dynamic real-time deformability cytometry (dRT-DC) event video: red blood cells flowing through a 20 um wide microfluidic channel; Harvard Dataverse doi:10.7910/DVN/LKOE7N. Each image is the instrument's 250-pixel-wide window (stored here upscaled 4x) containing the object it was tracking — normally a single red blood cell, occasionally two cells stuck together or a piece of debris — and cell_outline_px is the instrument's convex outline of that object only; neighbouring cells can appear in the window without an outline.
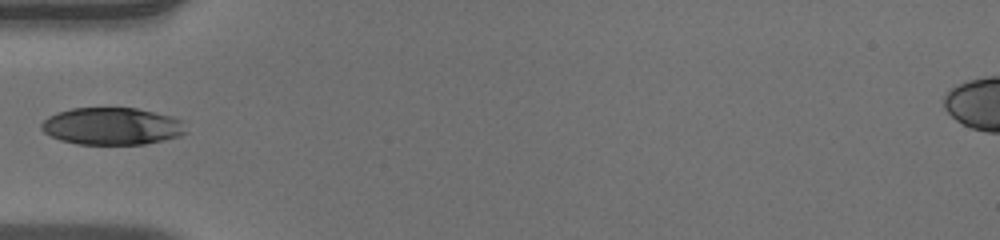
{"species": "human", "species_latin": "Homo sapiens", "temperature_condition": "warm", "stored_images_in_passage": 35, "camera_frame_rate_fps": 3000, "um_per_image_px": 0.085, "donor": {"sex": "male"}, "frame": {"image": 1, "passage_image": 1, "time_ms": 0.0, "image_size_px": [1000, 240], "cell_outline_px": [[188, 132], [180, 136], [164, 140], [144, 144], [76, 144], [60, 140], [44, 132], [40, 128], [40, 124], [48, 116], [56, 112], [72, 108], [136, 108], [172, 116], [180, 120]], "centroid_in_image_um": [9.5, 10.73], "position_along_channel_um": 75.5, "area_um2": 31.44}}
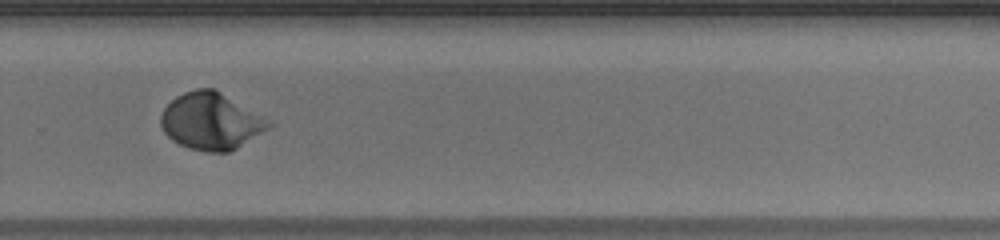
{"frame": {"image": 2, "passage_image": 19, "time_ms": 6.0, "image_size_px": [1000, 240], "cell_outline_px": [[272, 124], [268, 128], [236, 148], [228, 152], [208, 152], [188, 148], [172, 140], [164, 132], [160, 124], [160, 116], [164, 108], [176, 96], [184, 92], [196, 88], [216, 88], [260, 116]], "centroid_in_image_um": [17.86, 10.29], "position_along_channel_um": 311.9, "area_um2": 35.2}}
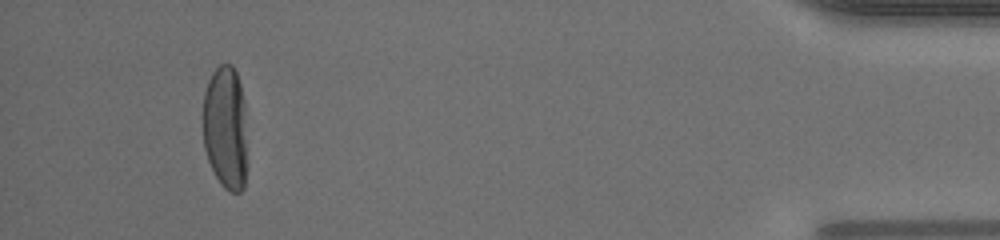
{"frame": {"image": 3, "passage_image": 32, "time_ms": 10.333, "image_size_px": [1000, 240], "cell_outline_px": [[244, 188], [240, 192], [228, 192], [224, 188], [216, 176], [208, 160], [204, 148], [204, 92], [208, 80], [212, 72], [220, 64], [232, 64], [236, 72], [240, 84], [244, 100]], "centroid_in_image_um": [19.14, 10.82], "position_along_channel_um": 416.1, "area_um2": 31.27}}